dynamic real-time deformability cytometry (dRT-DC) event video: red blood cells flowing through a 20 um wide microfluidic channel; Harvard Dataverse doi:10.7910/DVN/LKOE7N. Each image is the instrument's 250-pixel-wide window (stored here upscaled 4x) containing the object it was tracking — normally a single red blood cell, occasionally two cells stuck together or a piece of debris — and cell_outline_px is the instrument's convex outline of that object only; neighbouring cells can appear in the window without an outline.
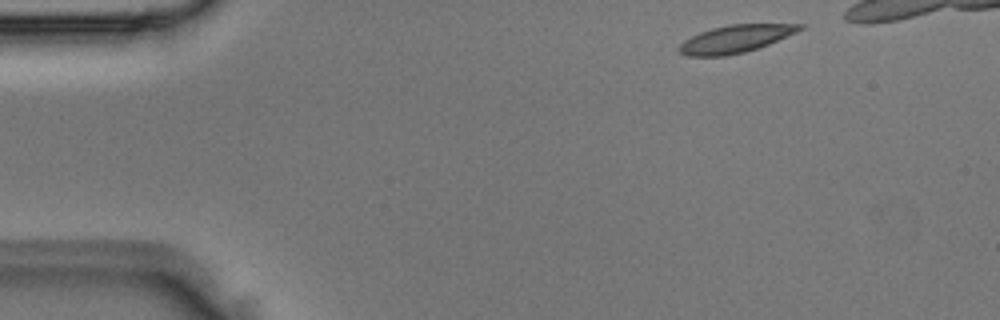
{"species": "Egyptian fruit bat (a non-hibernating species)", "species_latin": "Rousettus aegyptiacus", "temperature_condition": "room temperature", "stored_images_in_passage": 4, "camera_frame_rate_fps": 3000, "um_per_image_px": 0.085, "animal": {"sex": "male"}, "frame": {"image": 1, "passage_image": 1, "time_ms": 0.0, "image_size_px": [1000, 320], "cell_outline_px": [[804, 28], [796, 32], [768, 44], [744, 52], [724, 56], [688, 56], [680, 52], [676, 48], [684, 40], [700, 32], [712, 28], [728, 24], [804, 24]], "centroid_in_image_um": [62.48, 3.3], "position_along_channel_um": 22.5, "area_um2": 19.19}}